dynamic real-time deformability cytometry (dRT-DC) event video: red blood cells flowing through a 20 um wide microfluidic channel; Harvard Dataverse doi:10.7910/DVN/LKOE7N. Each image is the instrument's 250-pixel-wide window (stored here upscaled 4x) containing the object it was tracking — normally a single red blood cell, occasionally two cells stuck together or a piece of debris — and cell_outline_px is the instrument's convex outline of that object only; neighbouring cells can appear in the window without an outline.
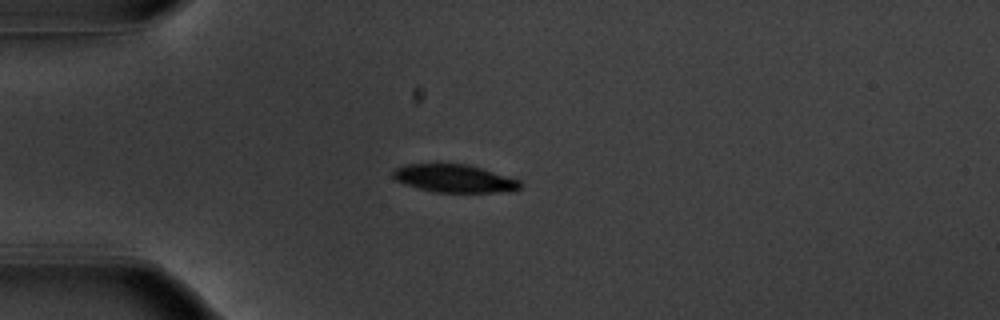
{"species": "common noctule bat (a hibernating species)", "species_latin": "Nyctalus noctula", "temperature_condition": "warm", "stored_images_in_passage": 35, "camera_frame_rate_fps": 3000, "um_per_image_px": 0.085, "animal": {"sex": "male", "body_mass_g": 20.1, "forearm_length_mm": 53.5}, "frame": {"image": 1, "passage_image": 1, "time_ms": 0.0, "image_size_px": [1000, 320], "cell_outline_px": [[520, 188], [492, 192], [436, 192], [404, 184], [396, 180], [392, 176], [392, 172], [396, 168], [404, 164], [468, 164], [520, 180]], "centroid_in_image_um": [38.55, 15.15], "position_along_channel_um": 46.4, "area_um2": 20.29}}
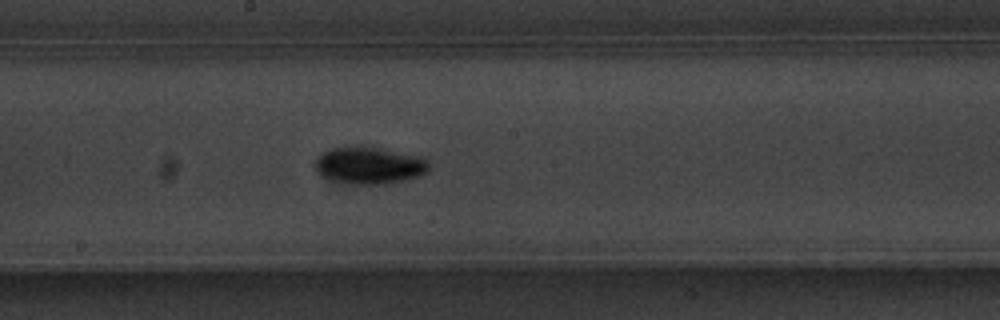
{"frame": {"image": 2, "passage_image": 16, "time_ms": 5.0, "image_size_px": [1000, 320], "cell_outline_px": [[428, 172], [420, 176], [404, 180], [384, 184], [348, 184], [332, 180], [320, 176], [316, 172], [312, 164], [316, 156], [332, 148], [360, 144], [364, 144], [420, 156], [428, 160]], "centroid_in_image_um": [31.33, 14.03], "position_along_channel_um": 216.9, "area_um2": 25.43}}
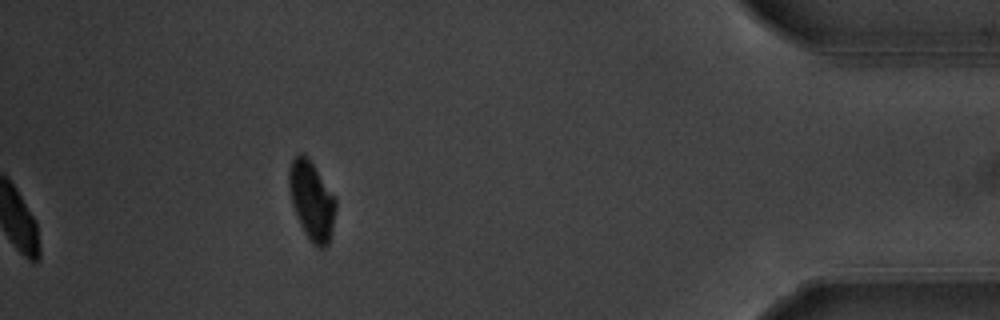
{"frame": {"image": 3, "passage_image": 35, "time_ms": 11.333, "image_size_px": [1000, 320], "cell_outline_px": [[336, 208], [332, 228], [328, 244], [324, 248], [316, 248], [304, 232], [296, 216], [292, 204], [288, 184], [288, 172], [292, 160], [300, 152], [304, 152], [336, 196]], "centroid_in_image_um": [26.49, 17.03], "position_along_channel_um": 408.7, "area_um2": 21.56}, "authors_computed_cell_mechanics": {"area_um2": 22.3108, "velocity_mm_per_s": 3.8068, "shape_relaxation_time_tau1_ms": 1.8287, "shape_relaxation_time_tau2_ms": null, "deformation_change_tau1": 0.137, "deformation_change_tau2": null}}